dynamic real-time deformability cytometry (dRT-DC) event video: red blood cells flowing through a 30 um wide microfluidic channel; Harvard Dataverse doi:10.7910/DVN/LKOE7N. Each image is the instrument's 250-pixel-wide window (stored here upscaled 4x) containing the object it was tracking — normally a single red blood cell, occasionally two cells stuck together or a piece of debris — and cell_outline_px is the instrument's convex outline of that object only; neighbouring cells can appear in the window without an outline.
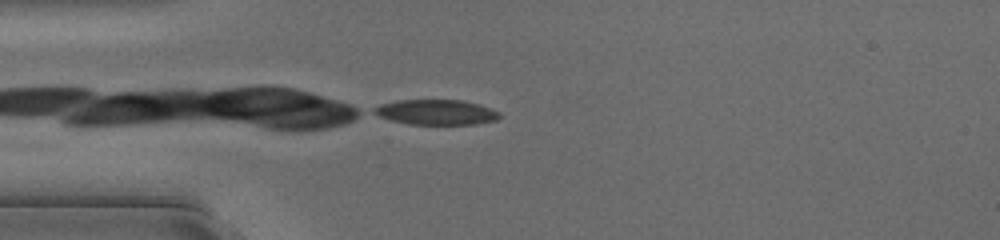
{"species": "common noctule bat (a hibernating species)", "species_latin": "Nyctalus noctula", "temperature_condition": "cold", "stored_images_in_passage": 13, "camera_frame_rate_fps": 3000, "um_per_image_px": 0.085, "animal": {"sex": "female", "body_mass_g": 17.0, "forearm_length_mm": 48.0}, "frame": {"image": 1, "passage_image": 13, "time_ms": 4.0, "image_size_px": [1000, 240], "cell_outline_px": [[500, 116], [496, 120], [476, 124], [408, 124], [392, 120], [380, 116], [372, 112], [372, 108], [380, 104], [396, 100], [460, 100], [476, 104], [500, 112]], "centroid_in_image_um": [37.03, 9.53], "position_along_channel_um": 48.0, "area_um2": 18.21}}